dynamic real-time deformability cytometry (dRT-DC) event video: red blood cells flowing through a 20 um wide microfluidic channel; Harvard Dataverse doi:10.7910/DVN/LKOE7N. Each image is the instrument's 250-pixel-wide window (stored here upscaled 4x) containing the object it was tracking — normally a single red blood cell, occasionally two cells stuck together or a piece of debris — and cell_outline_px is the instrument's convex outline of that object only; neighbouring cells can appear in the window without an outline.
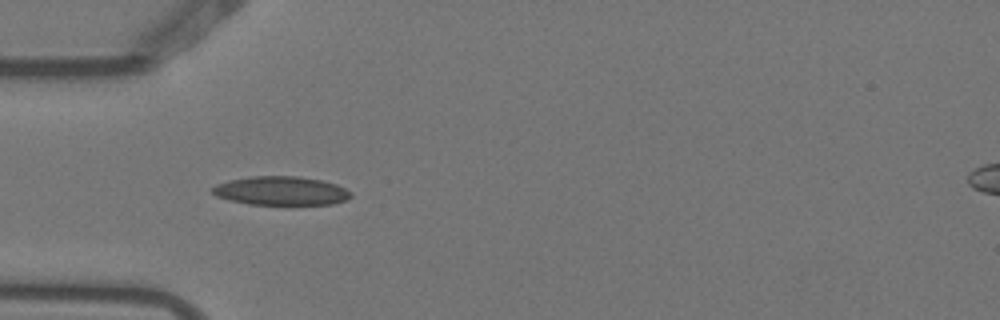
{"species": "Egyptian fruit bat (a non-hibernating species)", "species_latin": "Rousettus aegyptiacus", "temperature_condition": "warm", "stored_images_in_passage": 6, "camera_frame_rate_fps": 3000, "um_per_image_px": 0.085, "animal": {"sex": "female"}, "frame": {"image": 1, "passage_image": 5, "time_ms": 1.333, "image_size_px": [1000, 320], "cell_outline_px": [[352, 196], [344, 200], [332, 204], [248, 204], [216, 196], [212, 192], [212, 188], [216, 184], [228, 180], [252, 176], [296, 176], [320, 180], [336, 184], [352, 192]], "centroid_in_image_um": [23.88, 16.21], "position_along_channel_um": 61.1, "area_um2": 23.0}}
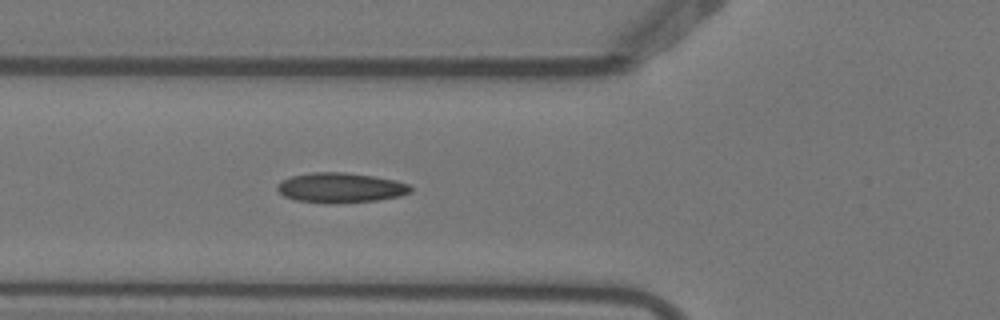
{"frame": {"image": 2, "passage_image": 6, "time_ms": 1.667, "image_size_px": [1000, 320], "cell_outline_px": [[412, 192], [400, 196], [376, 200], [336, 204], [328, 204], [296, 200], [284, 196], [276, 188], [276, 184], [280, 180], [292, 176], [312, 172], [344, 172], [372, 176], [396, 180], [408, 184], [412, 188]], "centroid_in_image_um": [28.93, 15.96], "position_along_channel_um": 96.9, "area_um2": 23.47}}